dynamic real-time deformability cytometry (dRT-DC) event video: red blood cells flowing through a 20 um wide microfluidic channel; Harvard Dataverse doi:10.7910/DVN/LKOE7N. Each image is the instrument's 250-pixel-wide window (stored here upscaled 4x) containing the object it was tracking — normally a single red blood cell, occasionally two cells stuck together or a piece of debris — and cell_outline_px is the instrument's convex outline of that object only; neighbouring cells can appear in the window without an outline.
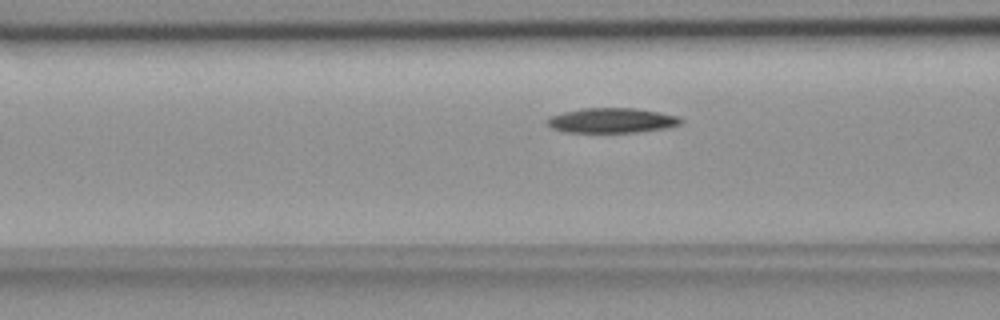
{"species": "common noctule bat (a hibernating species)", "species_latin": "Nyctalus noctula", "temperature_condition": "room temperature", "stored_images_in_passage": 46, "camera_frame_rate_fps": 3000, "um_per_image_px": 0.085, "animal": {"sex": "female", "body_mass_g": 18.4}, "frame": {"image": 1, "passage_image": 12, "time_ms": 3.667, "image_size_px": [1000, 320], "cell_outline_px": [[684, 120], [680, 124], [668, 128], [636, 132], [564, 132], [552, 128], [544, 124], [544, 120], [548, 116], [564, 112], [584, 108], [636, 108], [680, 116]], "centroid_in_image_um": [51.97, 10.24], "position_along_channel_um": 114.6, "area_um2": 19.65}}
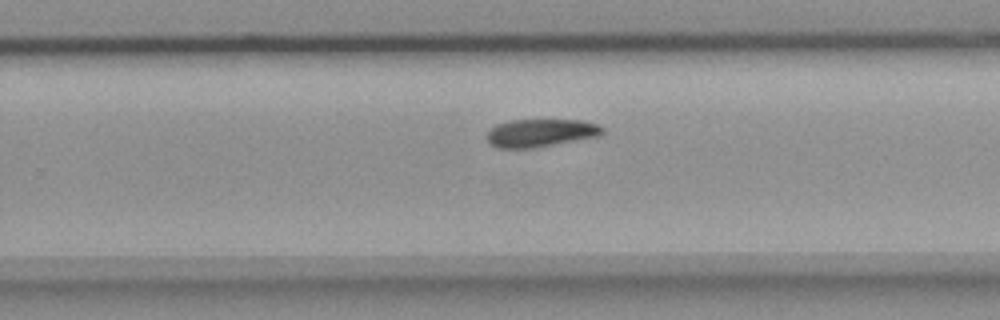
{"frame": {"image": 2, "passage_image": 26, "time_ms": 8.333, "image_size_px": [1000, 320], "cell_outline_px": [[604, 132], [600, 136], [536, 148], [496, 148], [488, 144], [484, 136], [496, 124], [508, 120], [580, 120], [600, 124], [604, 128]], "centroid_in_image_um": [45.94, 11.31], "position_along_channel_um": 283.9, "area_um2": 19.25}}
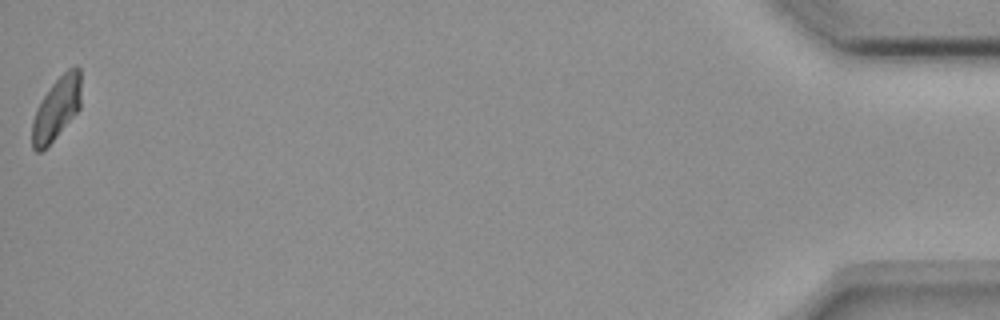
{"frame": {"image": 3, "passage_image": 46, "time_ms": 15.0, "image_size_px": [1000, 320], "cell_outline_px": [[80, 108], [56, 136], [40, 152], [36, 152], [32, 148], [32, 120], [36, 108], [52, 84], [68, 68], [76, 64], [80, 68]], "centroid_in_image_um": [4.8, 9.2], "position_along_channel_um": 430.4, "area_um2": 17.63}, "authors_computed_cell_mechanics": {"area_um2": 19.4786, "velocity_mm_per_s": 3.6406, "shape_relaxation_time_tau1_ms": 6.1851, "shape_relaxation_time_tau2_ms": null, "deformation_change_tau1": 0.1364, "deformation_change_tau2": null}}